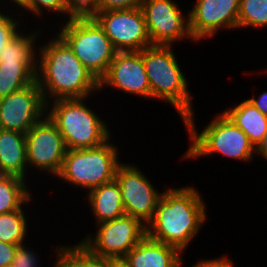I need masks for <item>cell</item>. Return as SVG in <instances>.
<instances>
[{
  "mask_svg": "<svg viewBox=\"0 0 267 267\" xmlns=\"http://www.w3.org/2000/svg\"><path fill=\"white\" fill-rule=\"evenodd\" d=\"M191 146L184 158H197L212 153L239 160H252L255 147L248 136L237 127L224 113L219 114L200 133L196 130L194 117L190 115L184 121Z\"/></svg>",
  "mask_w": 267,
  "mask_h": 267,
  "instance_id": "5",
  "label": "cell"
},
{
  "mask_svg": "<svg viewBox=\"0 0 267 267\" xmlns=\"http://www.w3.org/2000/svg\"><path fill=\"white\" fill-rule=\"evenodd\" d=\"M37 62H0V99L36 81Z\"/></svg>",
  "mask_w": 267,
  "mask_h": 267,
  "instance_id": "20",
  "label": "cell"
},
{
  "mask_svg": "<svg viewBox=\"0 0 267 267\" xmlns=\"http://www.w3.org/2000/svg\"><path fill=\"white\" fill-rule=\"evenodd\" d=\"M141 9L152 45H173L177 40L192 39L189 18L174 1L145 0Z\"/></svg>",
  "mask_w": 267,
  "mask_h": 267,
  "instance_id": "12",
  "label": "cell"
},
{
  "mask_svg": "<svg viewBox=\"0 0 267 267\" xmlns=\"http://www.w3.org/2000/svg\"><path fill=\"white\" fill-rule=\"evenodd\" d=\"M87 194L97 224L125 215L121 189L116 180L102 184Z\"/></svg>",
  "mask_w": 267,
  "mask_h": 267,
  "instance_id": "18",
  "label": "cell"
},
{
  "mask_svg": "<svg viewBox=\"0 0 267 267\" xmlns=\"http://www.w3.org/2000/svg\"><path fill=\"white\" fill-rule=\"evenodd\" d=\"M42 8L53 13L58 11V13L69 15L63 0H26L25 9L32 14L42 16Z\"/></svg>",
  "mask_w": 267,
  "mask_h": 267,
  "instance_id": "27",
  "label": "cell"
},
{
  "mask_svg": "<svg viewBox=\"0 0 267 267\" xmlns=\"http://www.w3.org/2000/svg\"><path fill=\"white\" fill-rule=\"evenodd\" d=\"M22 207L19 210L0 214V241L10 244H25L28 232L27 219Z\"/></svg>",
  "mask_w": 267,
  "mask_h": 267,
  "instance_id": "24",
  "label": "cell"
},
{
  "mask_svg": "<svg viewBox=\"0 0 267 267\" xmlns=\"http://www.w3.org/2000/svg\"><path fill=\"white\" fill-rule=\"evenodd\" d=\"M193 187L166 189L157 202L146 236L171 245L182 253L206 222V206Z\"/></svg>",
  "mask_w": 267,
  "mask_h": 267,
  "instance_id": "2",
  "label": "cell"
},
{
  "mask_svg": "<svg viewBox=\"0 0 267 267\" xmlns=\"http://www.w3.org/2000/svg\"><path fill=\"white\" fill-rule=\"evenodd\" d=\"M55 267H111L110 259L99 258L90 254L82 245L57 248Z\"/></svg>",
  "mask_w": 267,
  "mask_h": 267,
  "instance_id": "22",
  "label": "cell"
},
{
  "mask_svg": "<svg viewBox=\"0 0 267 267\" xmlns=\"http://www.w3.org/2000/svg\"><path fill=\"white\" fill-rule=\"evenodd\" d=\"M111 267H131L125 258H111Z\"/></svg>",
  "mask_w": 267,
  "mask_h": 267,
  "instance_id": "35",
  "label": "cell"
},
{
  "mask_svg": "<svg viewBox=\"0 0 267 267\" xmlns=\"http://www.w3.org/2000/svg\"><path fill=\"white\" fill-rule=\"evenodd\" d=\"M19 22L5 13L0 12V52L4 49L6 44L13 38L18 32L17 26Z\"/></svg>",
  "mask_w": 267,
  "mask_h": 267,
  "instance_id": "28",
  "label": "cell"
},
{
  "mask_svg": "<svg viewBox=\"0 0 267 267\" xmlns=\"http://www.w3.org/2000/svg\"><path fill=\"white\" fill-rule=\"evenodd\" d=\"M29 250L30 248H26L24 244L18 245L15 250L12 267H38L37 255L32 250Z\"/></svg>",
  "mask_w": 267,
  "mask_h": 267,
  "instance_id": "29",
  "label": "cell"
},
{
  "mask_svg": "<svg viewBox=\"0 0 267 267\" xmlns=\"http://www.w3.org/2000/svg\"><path fill=\"white\" fill-rule=\"evenodd\" d=\"M115 180L121 189L125 214L140 220L145 226L152 220L159 194L146 175L136 165L120 164Z\"/></svg>",
  "mask_w": 267,
  "mask_h": 267,
  "instance_id": "11",
  "label": "cell"
},
{
  "mask_svg": "<svg viewBox=\"0 0 267 267\" xmlns=\"http://www.w3.org/2000/svg\"><path fill=\"white\" fill-rule=\"evenodd\" d=\"M67 12L72 17H89L97 12L98 0H63Z\"/></svg>",
  "mask_w": 267,
  "mask_h": 267,
  "instance_id": "26",
  "label": "cell"
},
{
  "mask_svg": "<svg viewBox=\"0 0 267 267\" xmlns=\"http://www.w3.org/2000/svg\"><path fill=\"white\" fill-rule=\"evenodd\" d=\"M240 0H197L187 14L193 40L209 38L219 29L238 28Z\"/></svg>",
  "mask_w": 267,
  "mask_h": 267,
  "instance_id": "14",
  "label": "cell"
},
{
  "mask_svg": "<svg viewBox=\"0 0 267 267\" xmlns=\"http://www.w3.org/2000/svg\"><path fill=\"white\" fill-rule=\"evenodd\" d=\"M32 32L26 36L18 32L11 38L0 52V62H37L34 44L38 31Z\"/></svg>",
  "mask_w": 267,
  "mask_h": 267,
  "instance_id": "23",
  "label": "cell"
},
{
  "mask_svg": "<svg viewBox=\"0 0 267 267\" xmlns=\"http://www.w3.org/2000/svg\"><path fill=\"white\" fill-rule=\"evenodd\" d=\"M85 99H57L46 106L47 115L58 127L67 150L95 148L110 139L106 122L86 106Z\"/></svg>",
  "mask_w": 267,
  "mask_h": 267,
  "instance_id": "4",
  "label": "cell"
},
{
  "mask_svg": "<svg viewBox=\"0 0 267 267\" xmlns=\"http://www.w3.org/2000/svg\"><path fill=\"white\" fill-rule=\"evenodd\" d=\"M104 85L151 98L150 83L140 51H117L107 73L99 81V90Z\"/></svg>",
  "mask_w": 267,
  "mask_h": 267,
  "instance_id": "15",
  "label": "cell"
},
{
  "mask_svg": "<svg viewBox=\"0 0 267 267\" xmlns=\"http://www.w3.org/2000/svg\"><path fill=\"white\" fill-rule=\"evenodd\" d=\"M267 27V0H240L238 28Z\"/></svg>",
  "mask_w": 267,
  "mask_h": 267,
  "instance_id": "25",
  "label": "cell"
},
{
  "mask_svg": "<svg viewBox=\"0 0 267 267\" xmlns=\"http://www.w3.org/2000/svg\"><path fill=\"white\" fill-rule=\"evenodd\" d=\"M27 166L25 134L0 128V174L26 180Z\"/></svg>",
  "mask_w": 267,
  "mask_h": 267,
  "instance_id": "17",
  "label": "cell"
},
{
  "mask_svg": "<svg viewBox=\"0 0 267 267\" xmlns=\"http://www.w3.org/2000/svg\"><path fill=\"white\" fill-rule=\"evenodd\" d=\"M17 244H10L0 241V267L12 265Z\"/></svg>",
  "mask_w": 267,
  "mask_h": 267,
  "instance_id": "31",
  "label": "cell"
},
{
  "mask_svg": "<svg viewBox=\"0 0 267 267\" xmlns=\"http://www.w3.org/2000/svg\"><path fill=\"white\" fill-rule=\"evenodd\" d=\"M247 100L251 102L260 112L267 116V91L263 92L258 99L252 97Z\"/></svg>",
  "mask_w": 267,
  "mask_h": 267,
  "instance_id": "33",
  "label": "cell"
},
{
  "mask_svg": "<svg viewBox=\"0 0 267 267\" xmlns=\"http://www.w3.org/2000/svg\"><path fill=\"white\" fill-rule=\"evenodd\" d=\"M11 2H14L15 4H17V6H19L20 8H24L25 10L26 0H11Z\"/></svg>",
  "mask_w": 267,
  "mask_h": 267,
  "instance_id": "36",
  "label": "cell"
},
{
  "mask_svg": "<svg viewBox=\"0 0 267 267\" xmlns=\"http://www.w3.org/2000/svg\"><path fill=\"white\" fill-rule=\"evenodd\" d=\"M113 145L107 141L95 148L67 150L57 177L88 191L115 180L121 162Z\"/></svg>",
  "mask_w": 267,
  "mask_h": 267,
  "instance_id": "7",
  "label": "cell"
},
{
  "mask_svg": "<svg viewBox=\"0 0 267 267\" xmlns=\"http://www.w3.org/2000/svg\"><path fill=\"white\" fill-rule=\"evenodd\" d=\"M59 32L85 68L100 81L117 53L104 29L91 16L72 17Z\"/></svg>",
  "mask_w": 267,
  "mask_h": 267,
  "instance_id": "6",
  "label": "cell"
},
{
  "mask_svg": "<svg viewBox=\"0 0 267 267\" xmlns=\"http://www.w3.org/2000/svg\"><path fill=\"white\" fill-rule=\"evenodd\" d=\"M56 36L40 47L37 56L40 58H37L36 81L46 106L52 97L53 100L87 98L93 91H99V81L85 68L69 45L58 34Z\"/></svg>",
  "mask_w": 267,
  "mask_h": 267,
  "instance_id": "1",
  "label": "cell"
},
{
  "mask_svg": "<svg viewBox=\"0 0 267 267\" xmlns=\"http://www.w3.org/2000/svg\"><path fill=\"white\" fill-rule=\"evenodd\" d=\"M145 0H98L97 12L105 10L142 8Z\"/></svg>",
  "mask_w": 267,
  "mask_h": 267,
  "instance_id": "30",
  "label": "cell"
},
{
  "mask_svg": "<svg viewBox=\"0 0 267 267\" xmlns=\"http://www.w3.org/2000/svg\"><path fill=\"white\" fill-rule=\"evenodd\" d=\"M25 182L15 175L0 174V214L19 210L30 201L31 193Z\"/></svg>",
  "mask_w": 267,
  "mask_h": 267,
  "instance_id": "21",
  "label": "cell"
},
{
  "mask_svg": "<svg viewBox=\"0 0 267 267\" xmlns=\"http://www.w3.org/2000/svg\"><path fill=\"white\" fill-rule=\"evenodd\" d=\"M28 165L57 176L67 152L64 138L47 114L25 133Z\"/></svg>",
  "mask_w": 267,
  "mask_h": 267,
  "instance_id": "10",
  "label": "cell"
},
{
  "mask_svg": "<svg viewBox=\"0 0 267 267\" xmlns=\"http://www.w3.org/2000/svg\"><path fill=\"white\" fill-rule=\"evenodd\" d=\"M92 17L117 51H141L152 45L141 8L105 10Z\"/></svg>",
  "mask_w": 267,
  "mask_h": 267,
  "instance_id": "9",
  "label": "cell"
},
{
  "mask_svg": "<svg viewBox=\"0 0 267 267\" xmlns=\"http://www.w3.org/2000/svg\"><path fill=\"white\" fill-rule=\"evenodd\" d=\"M151 89V98L169 102L185 121L192 111V96L172 45H151L140 51Z\"/></svg>",
  "mask_w": 267,
  "mask_h": 267,
  "instance_id": "3",
  "label": "cell"
},
{
  "mask_svg": "<svg viewBox=\"0 0 267 267\" xmlns=\"http://www.w3.org/2000/svg\"><path fill=\"white\" fill-rule=\"evenodd\" d=\"M255 153L260 154L267 160V131L262 139V141L256 146Z\"/></svg>",
  "mask_w": 267,
  "mask_h": 267,
  "instance_id": "34",
  "label": "cell"
},
{
  "mask_svg": "<svg viewBox=\"0 0 267 267\" xmlns=\"http://www.w3.org/2000/svg\"><path fill=\"white\" fill-rule=\"evenodd\" d=\"M223 113L248 136L256 148L267 131V116L247 99Z\"/></svg>",
  "mask_w": 267,
  "mask_h": 267,
  "instance_id": "19",
  "label": "cell"
},
{
  "mask_svg": "<svg viewBox=\"0 0 267 267\" xmlns=\"http://www.w3.org/2000/svg\"><path fill=\"white\" fill-rule=\"evenodd\" d=\"M97 229L95 238L88 236L79 244L99 258H124L146 236V226L127 214L99 223Z\"/></svg>",
  "mask_w": 267,
  "mask_h": 267,
  "instance_id": "8",
  "label": "cell"
},
{
  "mask_svg": "<svg viewBox=\"0 0 267 267\" xmlns=\"http://www.w3.org/2000/svg\"><path fill=\"white\" fill-rule=\"evenodd\" d=\"M194 265L196 267H234L231 259L229 260L226 256H222L220 259L200 260Z\"/></svg>",
  "mask_w": 267,
  "mask_h": 267,
  "instance_id": "32",
  "label": "cell"
},
{
  "mask_svg": "<svg viewBox=\"0 0 267 267\" xmlns=\"http://www.w3.org/2000/svg\"><path fill=\"white\" fill-rule=\"evenodd\" d=\"M181 251L145 236L124 257L131 267H181Z\"/></svg>",
  "mask_w": 267,
  "mask_h": 267,
  "instance_id": "16",
  "label": "cell"
},
{
  "mask_svg": "<svg viewBox=\"0 0 267 267\" xmlns=\"http://www.w3.org/2000/svg\"><path fill=\"white\" fill-rule=\"evenodd\" d=\"M38 82L0 99V128L26 133L46 114Z\"/></svg>",
  "mask_w": 267,
  "mask_h": 267,
  "instance_id": "13",
  "label": "cell"
}]
</instances>
